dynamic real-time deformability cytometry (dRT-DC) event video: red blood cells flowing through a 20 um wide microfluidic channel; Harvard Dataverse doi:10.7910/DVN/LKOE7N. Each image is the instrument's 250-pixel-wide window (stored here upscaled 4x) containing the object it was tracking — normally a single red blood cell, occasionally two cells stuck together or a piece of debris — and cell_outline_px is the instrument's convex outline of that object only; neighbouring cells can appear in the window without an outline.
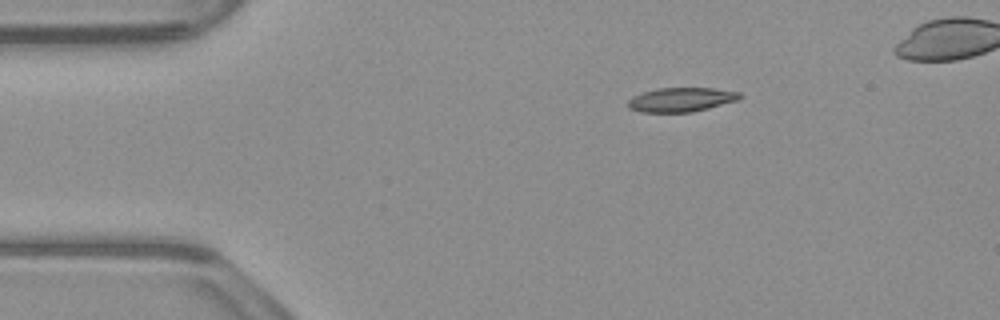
{"species": "common noctule bat (a hibernating species)", "species_latin": "Nyctalus noctula", "temperature_condition": "warm", "stored_images_in_passage": 42, "camera_frame_rate_fps": 3000, "um_per_image_px": 0.085, "animal": {"sex": "male", "body_mass_g": 23.1, "forearm_length_mm": 52.7}, "frame": {"image": 1, "passage_image": 1, "time_ms": 0.0, "image_size_px": [1000, 320], "cell_outline_px": [[744, 96], [740, 100], [692, 112], [640, 112], [628, 108], [628, 100], [632, 96], [656, 88], [716, 88], [740, 92]], "centroid_in_image_um": [57.94, 8.46], "position_along_channel_um": 27.1, "area_um2": 15.95}}
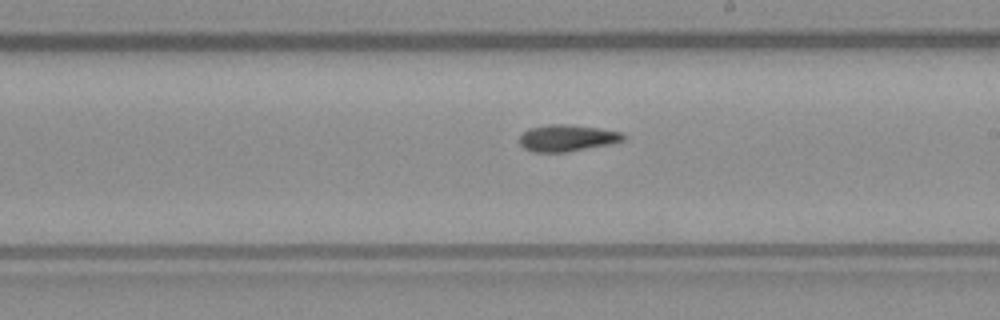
{"frame": {"image": 2, "passage_image": 22, "time_ms": 7.0, "image_size_px": [1000, 320], "cell_outline_px": [[624, 140], [608, 144], [568, 152], [532, 152], [524, 148], [520, 144], [520, 136], [528, 128], [548, 124], [568, 124], [600, 128], [620, 132], [624, 136]], "centroid_in_image_um": [48.16, 11.73], "position_along_channel_um": 240.8, "area_um2": 16.07}}
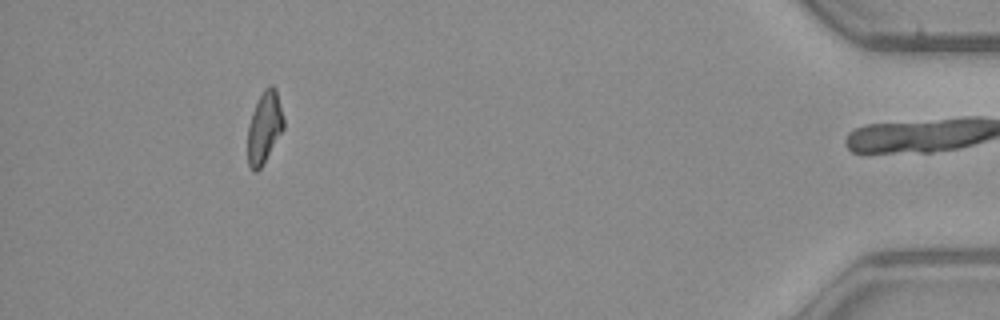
{"frame": {"image": 3, "passage_image": 41, "time_ms": 13.333, "image_size_px": [1000, 320], "cell_outline_px": [[284, 128], [260, 168], [256, 172], [252, 172], [248, 164], [248, 124], [252, 112], [264, 88], [268, 84], [272, 84], [276, 88], [284, 120]], "centroid_in_image_um": [22.47, 10.81], "position_along_channel_um": 412.7, "area_um2": 14.91}, "authors_computed_cell_mechanics": {"area_um2": 15.9528, "velocity_mm_per_s": 3.8465, "shape_relaxation_time_tau1_ms": 5.2199, "shape_relaxation_time_tau2_ms": 7.6925, "deformation_change_tau1": 0.1799, "deformation_change_tau2": 0.1692}}